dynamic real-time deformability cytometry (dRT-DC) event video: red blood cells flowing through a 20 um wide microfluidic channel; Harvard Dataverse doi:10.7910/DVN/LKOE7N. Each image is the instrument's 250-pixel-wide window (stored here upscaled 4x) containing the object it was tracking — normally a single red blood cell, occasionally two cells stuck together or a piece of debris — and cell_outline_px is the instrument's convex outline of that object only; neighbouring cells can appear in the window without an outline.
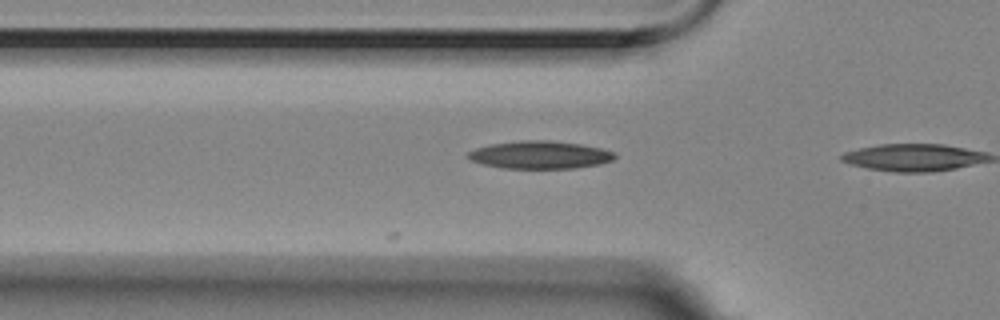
{"species": "Egyptian fruit bat (a non-hibernating species)", "species_latin": "Rousettus aegyptiacus", "temperature_condition": "room temperature", "stored_images_in_passage": 9, "camera_frame_rate_fps": 3000, "um_per_image_px": 0.085, "animal": {"sex": "female"}, "frame": {"image": 1, "passage_image": 2, "time_ms": 0.333, "image_size_px": [1000, 320], "cell_outline_px": [[616, 156], [612, 160], [600, 164], [576, 168], [500, 168], [468, 160], [464, 156], [468, 152], [476, 148], [492, 144], [520, 140], [548, 140], [580, 144], [600, 148], [616, 152]], "centroid_in_image_um": [45.87, 13.16], "position_along_channel_um": 79.9, "area_um2": 23.81}}
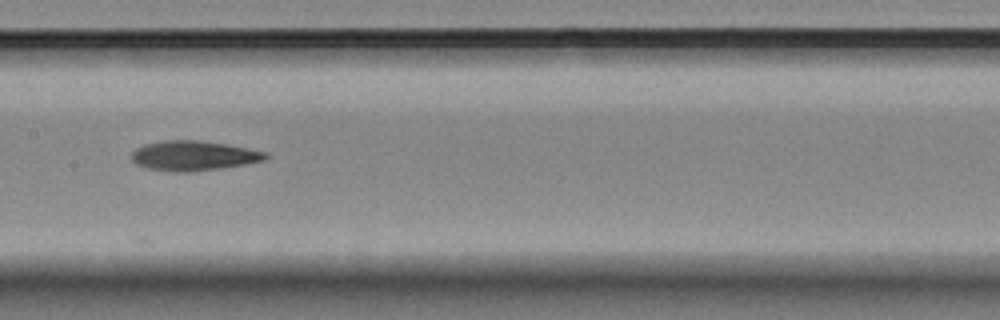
{"frame": {"image": 2, "passage_image": 6, "time_ms": 1.667, "image_size_px": [1000, 320], "cell_outline_px": [[268, 156], [264, 160], [244, 164], [220, 168], [192, 172], [176, 172], [148, 168], [136, 164], [132, 160], [132, 152], [136, 148], [144, 144], [164, 140], [196, 140], [224, 144], [268, 152]], "centroid_in_image_um": [16.43, 13.23], "position_along_channel_um": 191.0, "area_um2": 23.06}}
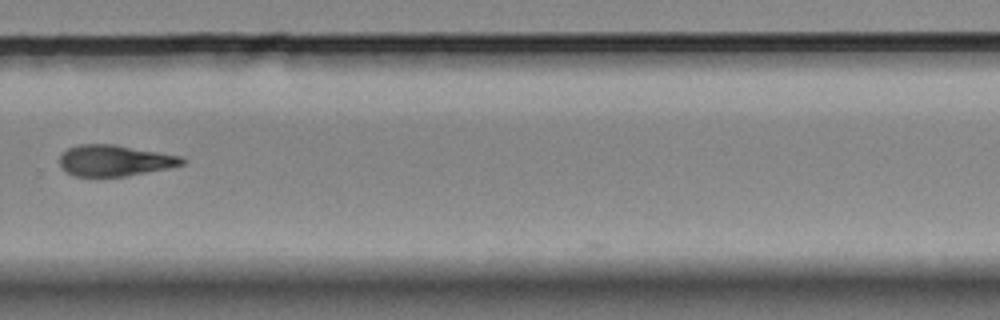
{"frame": {"image": 3, "passage_image": 9, "time_ms": 2.667, "image_size_px": [1000, 320], "cell_outline_px": [[188, 160], [184, 164], [168, 168], [124, 176], [96, 180], [72, 176], [64, 172], [60, 168], [60, 156], [68, 148], [76, 144], [116, 144], [184, 156]], "centroid_in_image_um": [9.71, 13.68], "position_along_channel_um": 320.1, "area_um2": 23.29}}